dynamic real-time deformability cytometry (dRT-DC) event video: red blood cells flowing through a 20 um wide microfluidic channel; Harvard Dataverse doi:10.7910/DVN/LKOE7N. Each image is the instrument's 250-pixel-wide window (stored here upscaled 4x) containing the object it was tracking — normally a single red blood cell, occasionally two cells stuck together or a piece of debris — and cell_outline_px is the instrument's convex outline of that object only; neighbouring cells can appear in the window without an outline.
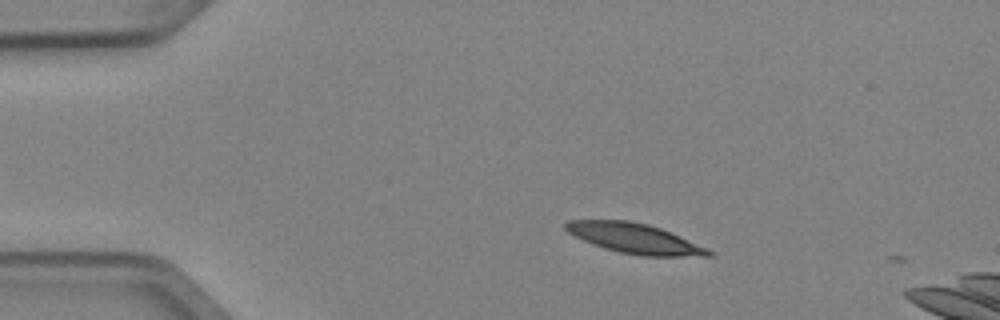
{"species": "Egyptian fruit bat (a non-hibernating species)", "species_latin": "Rousettus aegyptiacus", "temperature_condition": "cold", "stored_images_in_passage": 3, "camera_frame_rate_fps": 3000, "um_per_image_px": 0.085, "animal": {"sex": "female"}, "frame": {"image": 1, "passage_image": 1, "time_ms": 0.0, "image_size_px": [1000, 320], "cell_outline_px": [[716, 256], [644, 256], [620, 252], [604, 248], [592, 244], [568, 232], [564, 228], [564, 224], [568, 220], [628, 220], [648, 224], [660, 228], [708, 248], [716, 252]], "centroid_in_image_um": [53.98, 20.27], "position_along_channel_um": 31.0, "area_um2": 24.91}}